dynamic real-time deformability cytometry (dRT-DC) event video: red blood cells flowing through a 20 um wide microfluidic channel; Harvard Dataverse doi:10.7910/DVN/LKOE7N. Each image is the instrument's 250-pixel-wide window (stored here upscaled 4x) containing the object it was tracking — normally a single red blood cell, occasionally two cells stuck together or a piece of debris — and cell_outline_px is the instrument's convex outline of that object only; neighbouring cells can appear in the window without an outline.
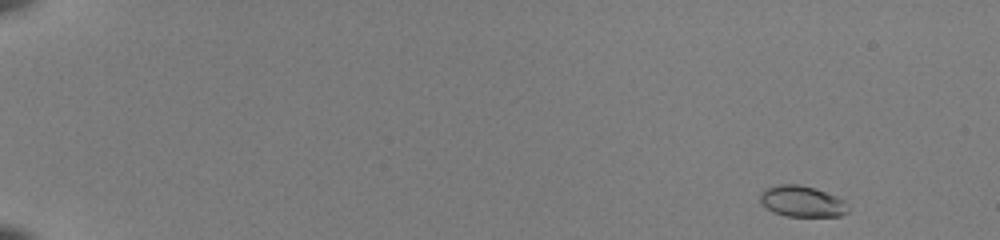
{"species": "common noctule bat (a hibernating species)", "species_latin": "Nyctalus noctula", "temperature_condition": "room temperature", "stored_images_in_passage": 49, "camera_frame_rate_fps": 3000, "um_per_image_px": 0.085, "animal": {"sex": "female", "body_mass_g": 22.0, "forearm_length_mm": 56.7}, "frame": {"image": 1, "passage_image": 1, "time_ms": 0.0, "image_size_px": [1000, 240], "cell_outline_px": [[848, 212], [840, 216], [788, 216], [772, 212], [760, 200], [760, 192], [764, 188], [776, 184], [800, 184], [816, 188], [836, 196], [844, 200], [848, 208]], "centroid_in_image_um": [68.16, 17.1], "position_along_channel_um": 16.8, "area_um2": 16.01}}
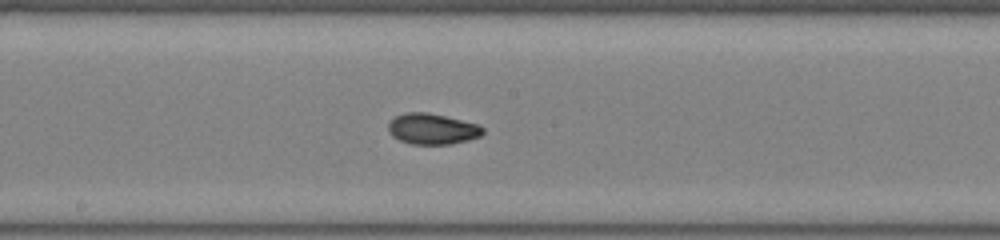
{"frame": {"image": 2, "passage_image": 28, "time_ms": 9.0, "image_size_px": [1000, 240], "cell_outline_px": [[484, 132], [480, 136], [468, 140], [452, 144], [412, 144], [400, 140], [392, 136], [388, 132], [388, 124], [396, 116], [404, 112], [428, 112], [480, 124], [484, 128]], "centroid_in_image_um": [36.76, 10.95], "position_along_channel_um": 211.4, "area_um2": 17.11}}
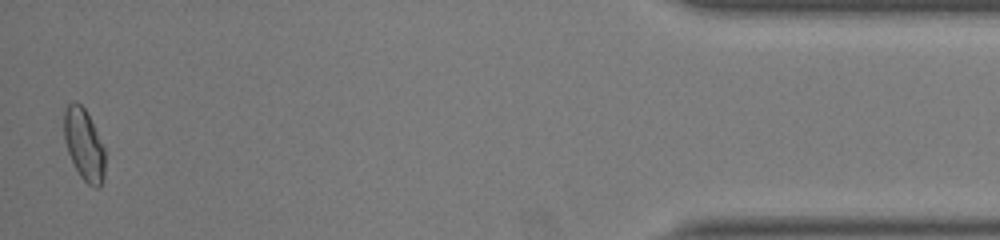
{"frame": {"image": 3, "passage_image": 49, "time_ms": 16.0, "image_size_px": [1000, 240], "cell_outline_px": [[104, 180], [100, 188], [96, 188], [88, 184], [80, 176], [68, 152], [64, 140], [64, 108], [68, 104], [76, 100], [84, 108], [104, 148]], "centroid_in_image_um": [7.13, 12.31], "position_along_channel_um": 428.1, "area_um2": 16.88}, "authors_computed_cell_mechanics": {"area_um2": 16.473, "velocity_mm_per_s": 4.0002, "shape_relaxation_time_tau1_ms": 10.3932, "shape_relaxation_time_tau2_ms": 1.2018, "deformation_change_tau1": 0.2478, "deformation_change_tau2": 0.0413}}